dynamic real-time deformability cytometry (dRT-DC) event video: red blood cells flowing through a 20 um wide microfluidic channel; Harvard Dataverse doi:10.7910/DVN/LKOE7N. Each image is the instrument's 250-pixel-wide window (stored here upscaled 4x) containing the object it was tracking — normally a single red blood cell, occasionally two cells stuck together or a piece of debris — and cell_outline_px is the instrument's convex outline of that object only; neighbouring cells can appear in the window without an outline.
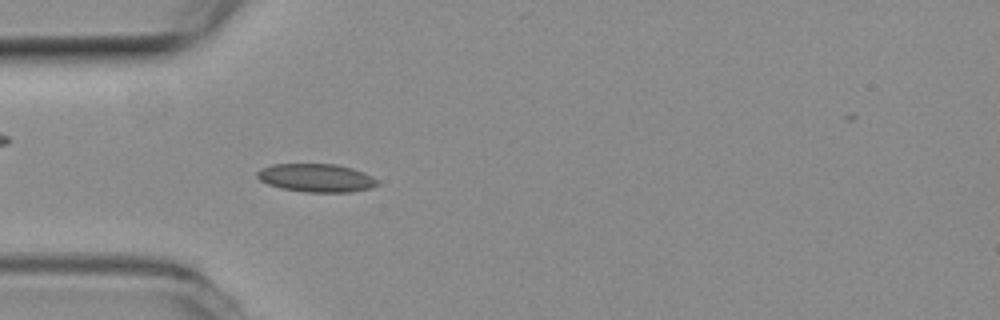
{"species": "common noctule bat (a hibernating species)", "species_latin": "Nyctalus noctula", "temperature_condition": "room temperature", "stored_images_in_passage": 4, "camera_frame_rate_fps": 3000, "um_per_image_px": 0.085, "animal": {"sex": "female", "body_mass_g": 19.3, "forearm_length_mm": 54.1}, "frame": {"image": 1, "passage_image": 4, "time_ms": 1.0, "image_size_px": [1000, 320], "cell_outline_px": [[380, 184], [372, 188], [352, 192], [304, 192], [280, 188], [268, 184], [260, 180], [256, 176], [256, 172], [260, 168], [272, 164], [336, 164], [352, 168], [364, 172], [372, 176]], "centroid_in_image_um": [26.88, 15.12], "position_along_channel_um": 58.1, "area_um2": 20.0}}